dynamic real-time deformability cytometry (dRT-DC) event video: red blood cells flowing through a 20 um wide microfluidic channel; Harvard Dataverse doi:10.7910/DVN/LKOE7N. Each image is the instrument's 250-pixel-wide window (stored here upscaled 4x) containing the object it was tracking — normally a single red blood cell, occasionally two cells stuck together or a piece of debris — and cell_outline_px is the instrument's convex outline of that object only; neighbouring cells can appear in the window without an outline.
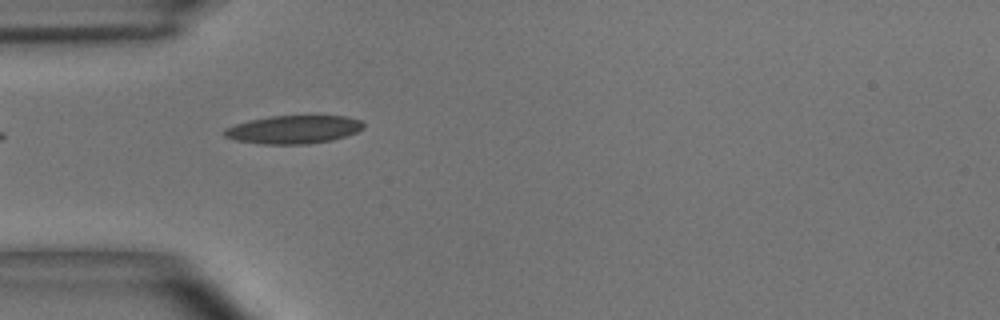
{"species": "common noctule bat (a hibernating species)", "species_latin": "Nyctalus noctula", "temperature_condition": "room temperature", "stored_images_in_passage": 2, "camera_frame_rate_fps": 3000, "um_per_image_px": 0.085, "animal": {"sex": "male", "body_mass_g": 15.6}, "frame": {"image": 1, "passage_image": 1, "time_ms": 0.0, "image_size_px": [1000, 320], "cell_outline_px": [[364, 128], [356, 132], [332, 140], [308, 144], [260, 144], [236, 140], [224, 136], [224, 128], [248, 120], [272, 116], [344, 116], [360, 120], [364, 124]], "centroid_in_image_um": [24.94, 11.01], "position_along_channel_um": 60.1, "area_um2": 22.77}}
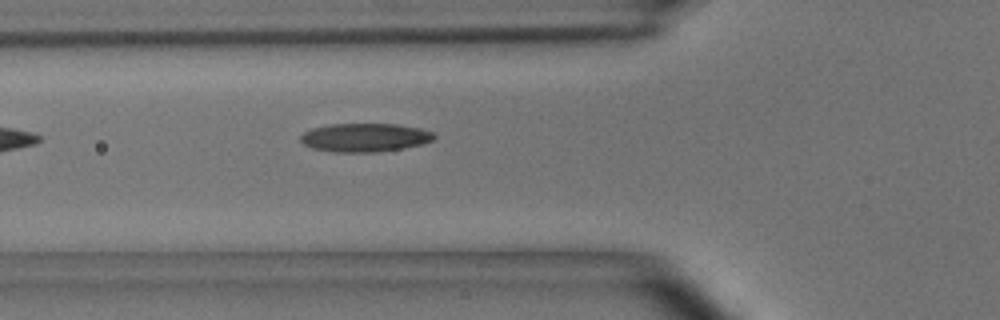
{"frame": {"image": 2, "passage_image": 2, "time_ms": 0.333, "image_size_px": [1000, 320], "cell_outline_px": [[436, 136], [432, 140], [420, 144], [404, 148], [376, 152], [332, 152], [312, 148], [304, 144], [300, 140], [300, 136], [304, 132], [312, 128], [328, 124], [396, 124], [420, 128], [432, 132]], "centroid_in_image_um": [30.98, 11.69], "position_along_channel_um": 94.8, "area_um2": 22.2}}